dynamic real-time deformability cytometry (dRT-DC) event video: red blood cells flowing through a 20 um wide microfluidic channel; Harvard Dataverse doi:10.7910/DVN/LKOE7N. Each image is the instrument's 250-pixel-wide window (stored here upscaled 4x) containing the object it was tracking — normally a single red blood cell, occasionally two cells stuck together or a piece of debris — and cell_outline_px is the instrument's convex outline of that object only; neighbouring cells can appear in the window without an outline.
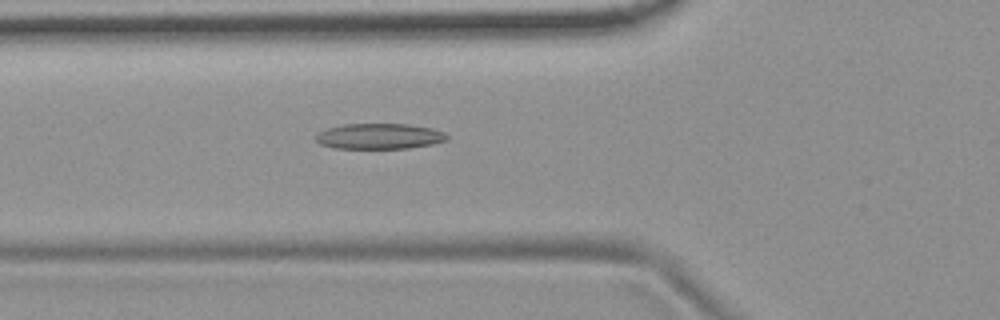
{"species": "common noctule bat (a hibernating species)", "species_latin": "Nyctalus noctula", "temperature_condition": "room temperature", "stored_images_in_passage": 47, "camera_frame_rate_fps": 3000, "um_per_image_px": 0.085, "animal": {"sex": "female", "body_mass_g": 19.9}, "frame": {"image": 1, "passage_image": 12, "time_ms": 3.667, "image_size_px": [1000, 320], "cell_outline_px": [[448, 140], [432, 144], [408, 148], [332, 148], [320, 144], [316, 140], [316, 136], [320, 132], [328, 128], [344, 124], [408, 124], [432, 128], [444, 132], [448, 136]], "centroid_in_image_um": [32.27, 11.58], "position_along_channel_um": 93.5, "area_um2": 19.48}}
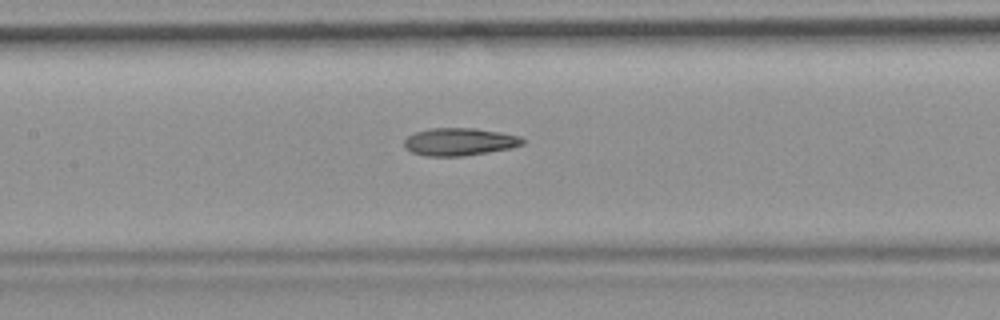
{"frame": {"image": 2, "passage_image": 18, "time_ms": 5.667, "image_size_px": [1000, 320], "cell_outline_px": [[524, 144], [512, 148], [464, 156], [424, 156], [412, 152], [404, 144], [404, 140], [408, 136], [416, 132], [432, 128], [476, 128], [500, 132], [520, 136], [524, 140]], "centroid_in_image_um": [39.08, 12.05], "position_along_channel_um": 168.3, "area_um2": 19.02}}
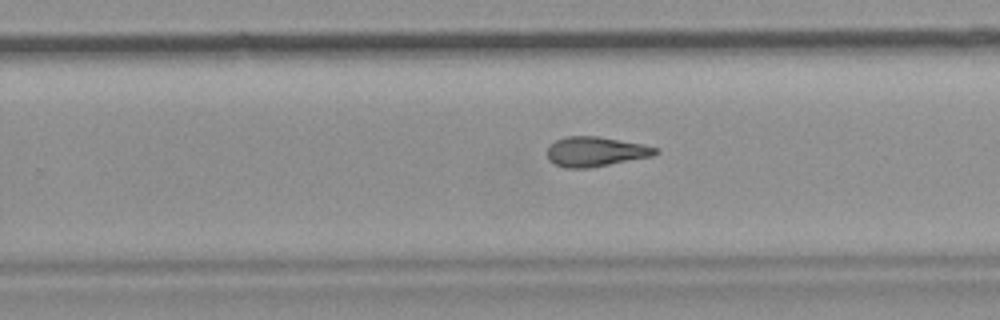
{"frame": {"image": 3, "passage_image": 27, "time_ms": 8.667, "image_size_px": [1000, 320], "cell_outline_px": [[660, 152], [652, 156], [588, 168], [564, 168], [552, 164], [548, 160], [548, 148], [556, 140], [564, 136], [596, 136], [644, 144], [656, 148]], "centroid_in_image_um": [50.59, 12.89], "position_along_channel_um": 279.2, "area_um2": 18.73}, "authors_computed_cell_mechanics": {"area_um2": 19.1318, "velocity_mm_per_s": 3.7144, "shape_relaxation_time_tau1_ms": 11.3146, "shape_relaxation_time_tau2_ms": 4.3662, "deformation_change_tau1": 0.252, "deformation_change_tau2": 0.1458}}